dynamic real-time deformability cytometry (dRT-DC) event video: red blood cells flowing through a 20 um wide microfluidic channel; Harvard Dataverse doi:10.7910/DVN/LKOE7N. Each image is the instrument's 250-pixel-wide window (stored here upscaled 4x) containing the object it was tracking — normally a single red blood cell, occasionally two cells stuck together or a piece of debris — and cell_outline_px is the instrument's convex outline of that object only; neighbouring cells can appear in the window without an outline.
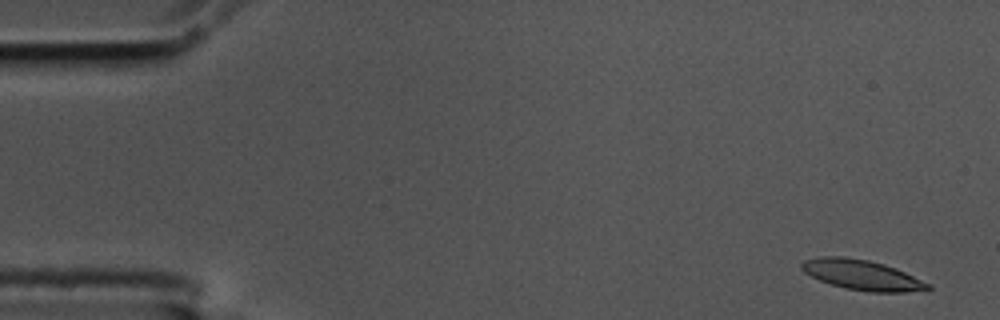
{"species": "common noctule bat (a hibernating species)", "species_latin": "Nyctalus noctula", "temperature_condition": "cold", "stored_images_in_passage": 54, "camera_frame_rate_fps": 3000, "um_per_image_px": 0.085, "animal": {"sex": "male", "body_mass_g": 17.5, "forearm_length_mm": 52.3}, "frame": {"image": 1, "passage_image": 1, "time_ms": 0.0, "image_size_px": [1000, 320], "cell_outline_px": [[932, 288], [928, 292], [872, 292], [844, 288], [820, 280], [804, 272], [800, 268], [800, 264], [804, 260], [816, 256], [844, 256], [868, 260], [884, 264], [904, 272], [932, 284]], "centroid_in_image_um": [73.31, 23.38], "position_along_channel_um": 11.7, "area_um2": 22.43}}
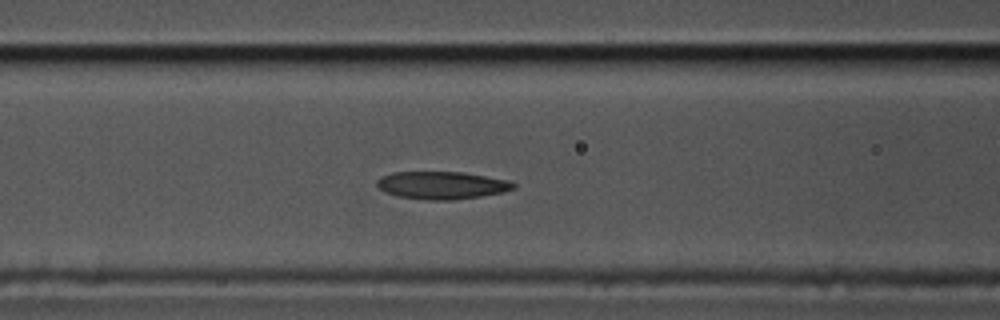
{"frame": {"image": 2, "passage_image": 21, "time_ms": 6.667, "image_size_px": [1000, 320], "cell_outline_px": [[516, 188], [504, 192], [456, 200], [428, 200], [396, 196], [384, 192], [376, 184], [376, 180], [380, 176], [392, 172], [464, 172], [512, 180], [516, 184]], "centroid_in_image_um": [37.58, 15.74], "position_along_channel_um": 129.0, "area_um2": 22.37}}
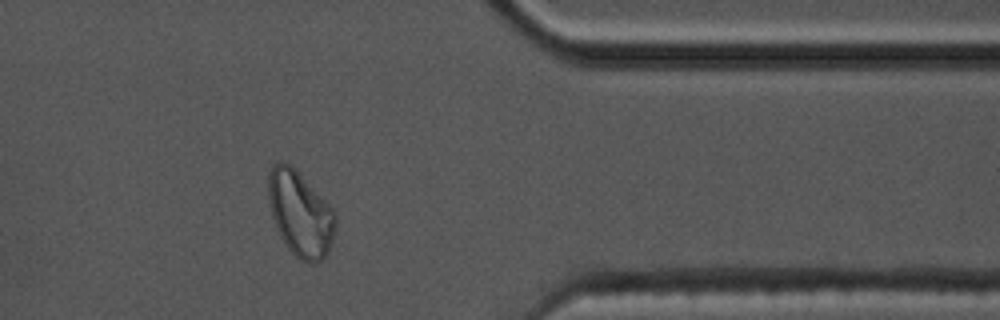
{"frame": {"image": 3, "passage_image": 44, "time_ms": 14.333, "image_size_px": [1000, 320], "cell_outline_px": [[336, 224], [332, 240], [328, 252], [324, 260], [320, 264], [312, 264], [300, 260], [288, 248], [280, 236], [276, 228], [272, 216], [268, 196], [268, 176], [272, 164], [280, 160], [284, 160], [332, 208], [336, 216]], "centroid_in_image_um": [25.51, 18.22], "position_along_channel_um": 385.9, "area_um2": 33.0}, "authors_computed_cell_mechanics": {"area_um2": 22.4842, "velocity_mm_per_s": 3.5618, "shape_relaxation_time_tau1_ms": null, "shape_relaxation_time_tau2_ms": 2.4412, "deformation_change_tau1": null, "deformation_change_tau2": 0.088}}